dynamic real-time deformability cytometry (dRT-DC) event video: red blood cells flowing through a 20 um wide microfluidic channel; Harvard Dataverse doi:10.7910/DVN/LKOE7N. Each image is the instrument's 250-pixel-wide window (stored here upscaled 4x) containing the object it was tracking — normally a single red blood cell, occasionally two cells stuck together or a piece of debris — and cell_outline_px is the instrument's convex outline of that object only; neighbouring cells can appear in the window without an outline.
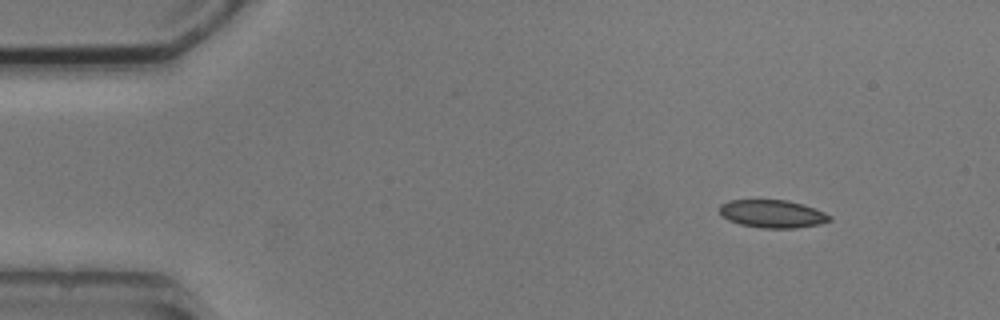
{"species": "common noctule bat (a hibernating species)", "species_latin": "Nyctalus noctula", "temperature_condition": "cold", "stored_images_in_passage": 4, "camera_frame_rate_fps": 3000, "um_per_image_px": 0.085, "animal": {"sex": "male", "body_mass_g": 20.5, "forearm_length_mm": 52.5}, "frame": {"image": 1, "passage_image": 1, "time_ms": 0.0, "image_size_px": [1000, 320], "cell_outline_px": [[832, 220], [820, 224], [796, 228], [760, 228], [740, 224], [728, 220], [720, 212], [720, 204], [728, 200], [788, 200], [804, 204], [824, 212], [832, 216]], "centroid_in_image_um": [65.68, 18.17], "position_along_channel_um": 19.3, "area_um2": 17.98}}